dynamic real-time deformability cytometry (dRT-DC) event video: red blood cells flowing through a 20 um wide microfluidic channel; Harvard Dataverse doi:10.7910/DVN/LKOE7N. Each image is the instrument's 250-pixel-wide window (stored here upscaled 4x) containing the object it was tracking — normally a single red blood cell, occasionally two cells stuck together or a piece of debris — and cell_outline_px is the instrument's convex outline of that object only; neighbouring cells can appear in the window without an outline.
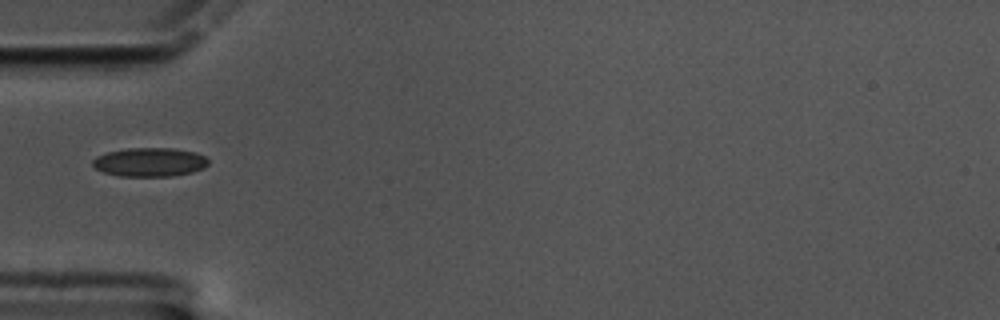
{"species": "common noctule bat (a hibernating species)", "species_latin": "Nyctalus noctula", "temperature_condition": "cold", "stored_images_in_passage": 42, "camera_frame_rate_fps": 3000, "um_per_image_px": 0.085, "animal": {"sex": "male", "body_mass_g": 17.5, "forearm_length_mm": 52.3}, "frame": {"image": 1, "passage_image": 1, "time_ms": 0.0, "image_size_px": [1000, 320], "cell_outline_px": [[208, 164], [204, 168], [192, 172], [172, 176], [120, 176], [104, 172], [96, 168], [92, 164], [92, 160], [96, 156], [108, 152], [128, 148], [172, 148], [196, 152], [204, 156], [208, 160]], "centroid_in_image_um": [12.73, 13.78], "position_along_channel_um": 72.3, "area_um2": 19.42}}
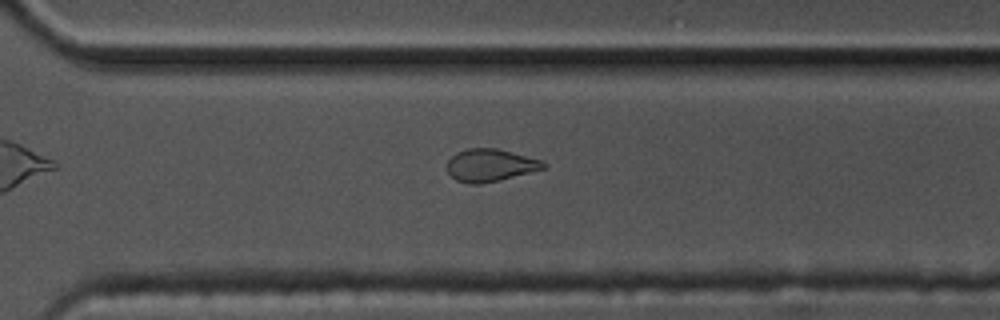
{"frame": {"image": 2, "passage_image": 24, "time_ms": 7.667, "image_size_px": [1000, 320], "cell_outline_px": [[548, 164], [544, 168], [500, 180], [480, 184], [468, 184], [456, 180], [448, 172], [448, 160], [456, 152], [468, 148], [496, 148], [544, 160]], "centroid_in_image_um": [41.68, 14.04], "position_along_channel_um": 328.9, "area_um2": 18.26}}
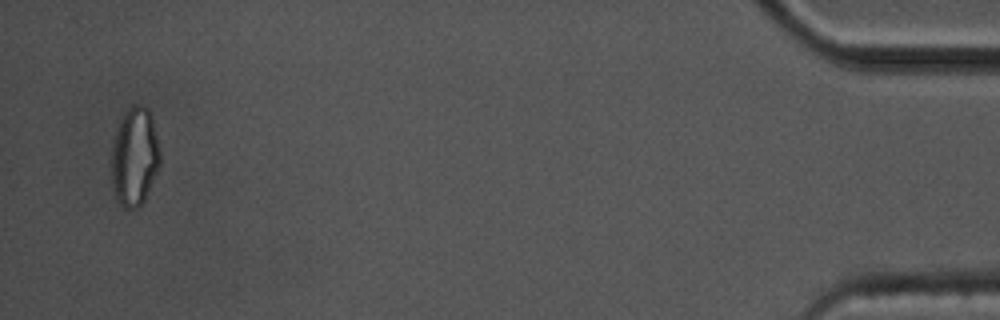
{"frame": {"image": 3, "passage_image": 40, "time_ms": 13.0, "image_size_px": [1000, 320], "cell_outline_px": [[160, 164], [144, 200], [140, 208], [124, 208], [120, 204], [112, 188], [112, 140], [120, 116], [132, 104], [140, 104], [148, 108], [152, 116], [160, 152]], "centroid_in_image_um": [11.43, 13.28], "position_along_channel_um": 423.8, "area_um2": 28.21}}